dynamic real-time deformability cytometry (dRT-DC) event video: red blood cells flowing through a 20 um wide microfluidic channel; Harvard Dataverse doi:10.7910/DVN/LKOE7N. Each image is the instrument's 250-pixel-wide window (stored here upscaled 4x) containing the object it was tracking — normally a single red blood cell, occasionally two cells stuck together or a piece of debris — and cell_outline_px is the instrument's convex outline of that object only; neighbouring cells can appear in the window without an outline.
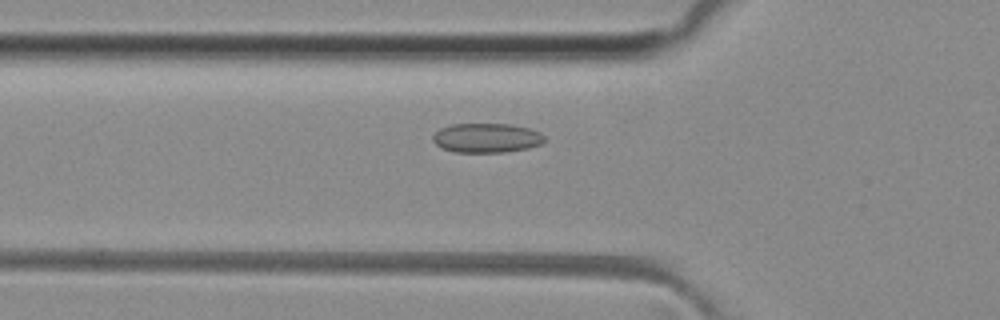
{"species": "common noctule bat (a hibernating species)", "species_latin": "Nyctalus noctula", "temperature_condition": "room temperature", "stored_images_in_passage": 43, "camera_frame_rate_fps": 3000, "um_per_image_px": 0.085, "animal": {"sex": "female", "body_mass_g": 29.2, "forearm_length_mm": 56.3}, "frame": {"image": 1, "passage_image": 10, "time_ms": 3.0, "image_size_px": [1000, 320], "cell_outline_px": [[544, 140], [540, 144], [528, 148], [504, 152], [452, 152], [440, 148], [432, 140], [432, 136], [440, 128], [452, 124], [508, 124], [528, 128], [540, 132], [544, 136]], "centroid_in_image_um": [41.32, 11.73], "position_along_channel_um": 84.5, "area_um2": 19.13}}
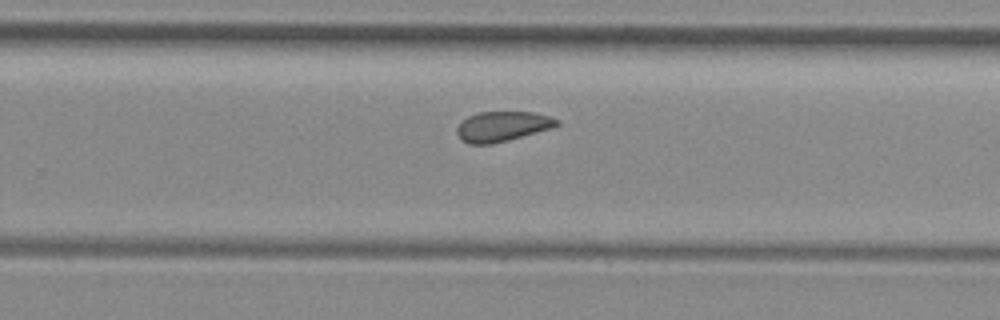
{"frame": {"image": 2, "passage_image": 25, "time_ms": 8.0, "image_size_px": [1000, 320], "cell_outline_px": [[560, 124], [552, 128], [508, 140], [492, 144], [468, 144], [460, 140], [456, 132], [456, 128], [468, 116], [480, 112], [532, 112], [548, 116], [560, 120]], "centroid_in_image_um": [42.69, 10.75], "position_along_channel_um": 287.1, "area_um2": 17.46}}
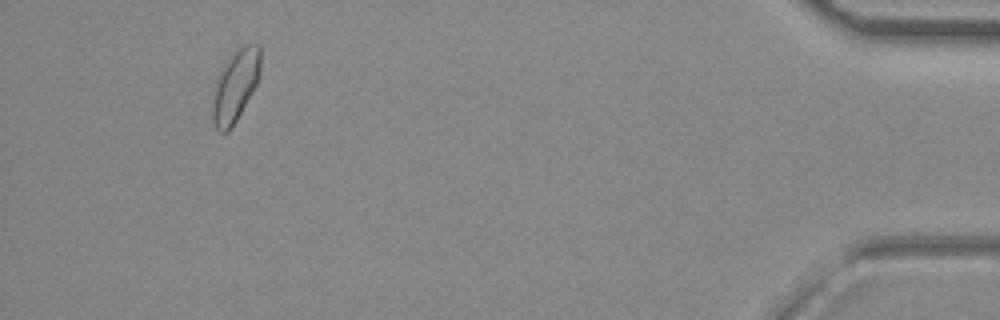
{"frame": {"image": 3, "passage_image": 40, "time_ms": 13.0, "image_size_px": [1000, 320], "cell_outline_px": [[260, 76], [252, 92], [236, 120], [228, 132], [220, 132], [216, 128], [212, 120], [212, 104], [216, 80], [224, 64], [232, 52], [236, 48], [244, 44], [260, 44]], "centroid_in_image_um": [20.0, 7.25], "position_along_channel_um": 415.2, "area_um2": 20.0}, "authors_computed_cell_mechanics": {"area_um2": 18.3226, "velocity_mm_per_s": 4.0553, "shape_relaxation_time_tau1_ms": null, "shape_relaxation_time_tau2_ms": 2.7657, "deformation_change_tau1": null, "deformation_change_tau2": 0.0882}}